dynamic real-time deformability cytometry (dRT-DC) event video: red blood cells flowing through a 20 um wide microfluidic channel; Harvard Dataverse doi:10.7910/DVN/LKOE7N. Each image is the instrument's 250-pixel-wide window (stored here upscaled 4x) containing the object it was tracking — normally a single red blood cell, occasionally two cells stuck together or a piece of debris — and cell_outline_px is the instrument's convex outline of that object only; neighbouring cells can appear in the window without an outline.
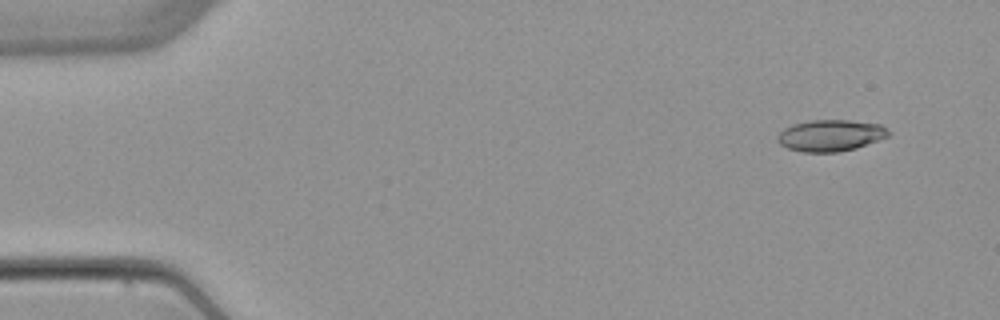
{"species": "common noctule bat (a hibernating species)", "species_latin": "Nyctalus noctula", "temperature_condition": "warm", "stored_images_in_passage": 4, "camera_frame_rate_fps": 3000, "um_per_image_px": 0.085, "animal": {"sex": "female", "body_mass_g": 22.7, "forearm_length_mm": 54.2}, "frame": {"image": 1, "passage_image": 1, "time_ms": 0.0, "image_size_px": [1000, 320], "cell_outline_px": [[892, 132], [888, 136], [856, 148], [836, 152], [800, 152], [788, 148], [780, 144], [776, 140], [776, 136], [784, 128], [792, 124], [808, 120], [848, 120], [880, 124], [888, 128]], "centroid_in_image_um": [70.58, 11.51], "position_along_channel_um": 14.4, "area_um2": 20.52}}
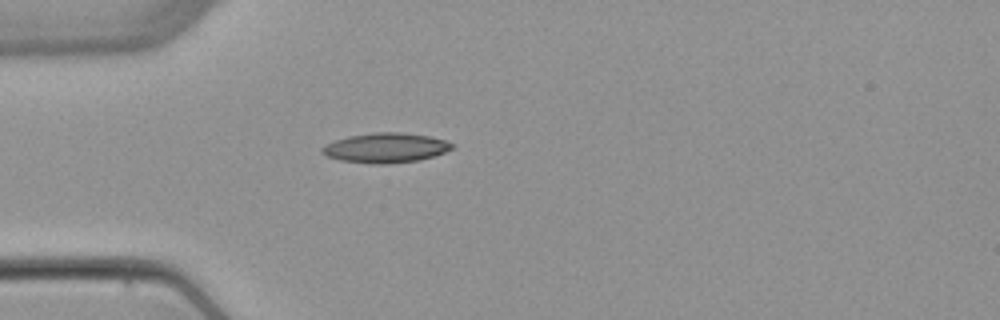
{"frame": {"image": 2, "passage_image": 4, "time_ms": 3.667, "image_size_px": [1000, 320], "cell_outline_px": [[456, 144], [452, 148], [444, 152], [420, 160], [384, 164], [372, 164], [340, 160], [328, 156], [320, 152], [320, 148], [324, 144], [348, 136], [372, 132], [400, 132], [428, 136], [444, 140]], "centroid_in_image_um": [32.75, 12.56], "position_along_channel_um": 52.3, "area_um2": 22.54}}